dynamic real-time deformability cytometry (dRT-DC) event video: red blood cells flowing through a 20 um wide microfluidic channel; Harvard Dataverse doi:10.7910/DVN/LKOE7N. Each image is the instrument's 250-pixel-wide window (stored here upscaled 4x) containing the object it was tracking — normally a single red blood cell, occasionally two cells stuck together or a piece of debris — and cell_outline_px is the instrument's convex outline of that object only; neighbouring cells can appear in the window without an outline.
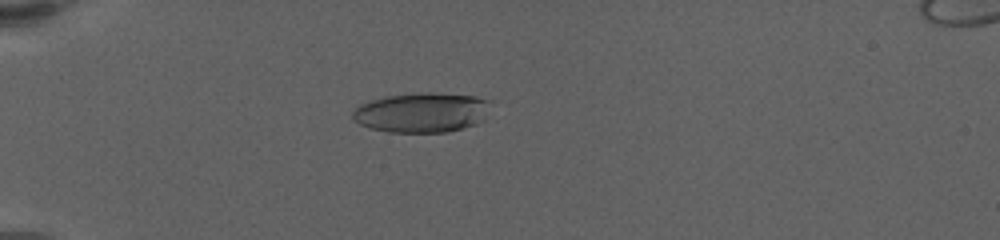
{"species": "human", "species_latin": "Homo sapiens", "temperature_condition": "warm", "stored_images_in_passage": 52, "camera_frame_rate_fps": 3000, "um_per_image_px": 0.085, "donor": {"sex": "female"}, "frame": {"image": 1, "passage_image": 9, "time_ms": 2.333, "image_size_px": [1000, 240], "cell_outline_px": [[492, 100], [484, 120], [476, 124], [464, 128], [448, 132], [388, 132], [372, 128], [360, 124], [352, 116], [352, 112], [360, 104], [372, 100], [388, 96], [428, 92], [436, 92], [476, 96]], "centroid_in_image_um": [35.92, 9.56], "position_along_channel_um": 49.1, "area_um2": 32.08}}
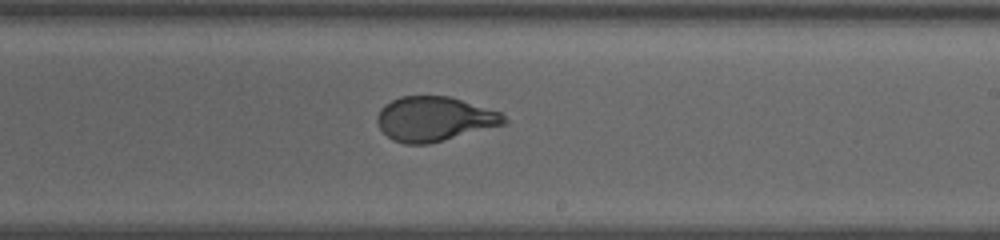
{"frame": {"image": 2, "passage_image": 28, "time_ms": 9.333, "image_size_px": [1000, 240], "cell_outline_px": [[508, 124], [428, 144], [404, 144], [392, 140], [380, 128], [376, 120], [376, 116], [380, 108], [384, 104], [400, 96], [448, 96], [500, 112], [508, 120]], "centroid_in_image_um": [36.91, 10.11], "position_along_channel_um": 252.1, "area_um2": 33.0}}
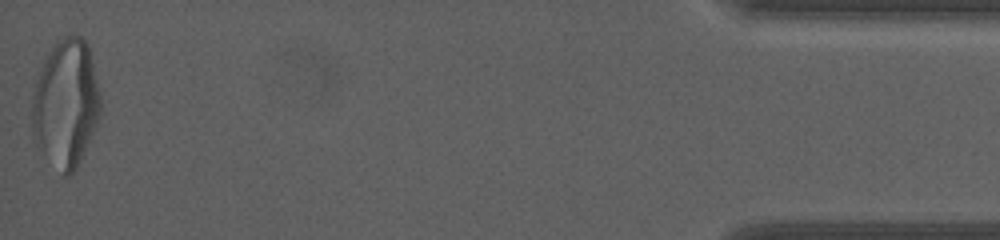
{"frame": {"image": 3, "passage_image": 51, "time_ms": 17.0, "image_size_px": [1000, 240], "cell_outline_px": [[100, 112], [96, 124], [76, 168], [68, 176], [64, 176], [36, 144], [32, 132], [32, 96], [36, 80], [44, 56], [56, 40], [64, 36], [80, 36], [88, 44], [100, 92]], "centroid_in_image_um": [5.58, 8.74], "position_along_channel_um": 429.6, "area_um2": 50.69}, "authors_computed_cell_mechanics": {"area_um2": 34.3621, "velocity_mm_per_s": 3.3545, "shape_relaxation_time_tau1_ms": 5.0869, "shape_relaxation_time_tau2_ms": null, "deformation_change_tau1": 0.2135, "deformation_change_tau2": null}}